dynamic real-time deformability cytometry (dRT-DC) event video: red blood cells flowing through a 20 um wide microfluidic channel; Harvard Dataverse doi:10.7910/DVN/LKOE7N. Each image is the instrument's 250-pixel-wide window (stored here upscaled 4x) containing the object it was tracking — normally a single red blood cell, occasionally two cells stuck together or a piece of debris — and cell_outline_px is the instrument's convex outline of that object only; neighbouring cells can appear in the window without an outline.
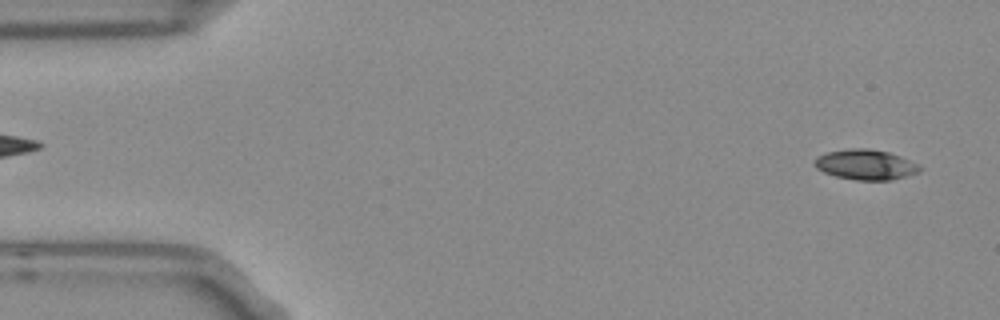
{"species": "Egyptian fruit bat (a non-hibernating species)", "species_latin": "Rousettus aegyptiacus", "temperature_condition": "room temperature", "stored_images_in_passage": 3, "camera_frame_rate_fps": 3000, "um_per_image_px": 0.085, "frame": {"image": 1, "passage_image": 3, "time_ms": 0.667, "image_size_px": [1000, 320], "cell_outline_px": [[920, 172], [892, 180], [856, 180], [836, 176], [824, 172], [816, 168], [816, 156], [828, 152], [852, 148], [868, 148], [888, 152], [900, 156], [920, 164]], "centroid_in_image_um": [73.61, 13.99], "position_along_channel_um": 11.4, "area_um2": 18.44}}